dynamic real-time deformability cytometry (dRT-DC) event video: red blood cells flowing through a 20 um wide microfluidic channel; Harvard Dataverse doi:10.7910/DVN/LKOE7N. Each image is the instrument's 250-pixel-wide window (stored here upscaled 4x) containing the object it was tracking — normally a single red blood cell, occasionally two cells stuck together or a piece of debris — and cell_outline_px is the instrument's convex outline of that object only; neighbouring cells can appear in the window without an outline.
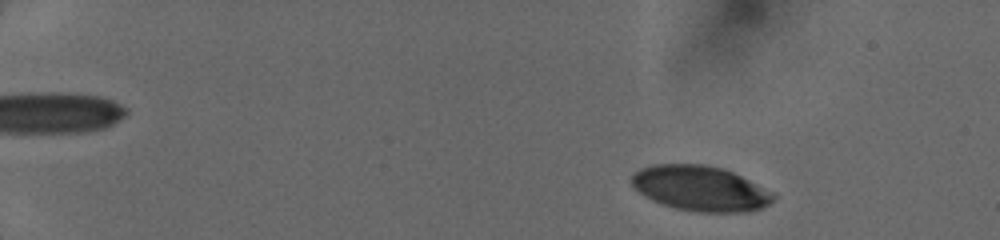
{"species": "human", "species_latin": "Homo sapiens", "temperature_condition": "cold", "stored_images_in_passage": 49, "camera_frame_rate_fps": 3000, "um_per_image_px": 0.085, "donor": {"sex": "female"}, "frame": {"image": 1, "passage_image": 6, "time_ms": 1.333, "image_size_px": [1000, 240], "cell_outline_px": [[776, 196], [768, 204], [760, 208], [748, 212], [700, 212], [676, 208], [660, 204], [644, 196], [632, 184], [632, 172], [640, 168], [652, 164], [704, 164], [724, 168], [776, 192]], "centroid_in_image_um": [59.55, 16.0], "position_along_channel_um": 25.5, "area_um2": 37.57}}
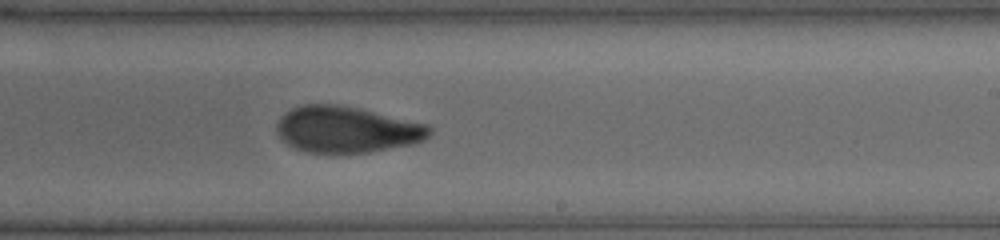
{"frame": {"image": 2, "passage_image": 32, "time_ms": 10.0, "image_size_px": [1000, 240], "cell_outline_px": [[432, 132], [424, 140], [412, 144], [368, 152], [336, 156], [308, 152], [296, 148], [288, 144], [276, 132], [276, 124], [280, 116], [284, 112], [300, 104], [340, 104], [360, 108], [428, 124], [432, 128]], "centroid_in_image_um": [29.45, 11.02], "position_along_channel_um": 259.5, "area_um2": 42.14}}
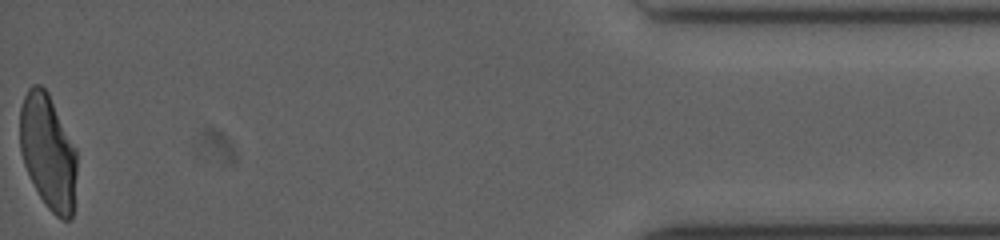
{"frame": {"image": 3, "passage_image": 49, "time_ms": 15.667, "image_size_px": [1000, 240], "cell_outline_px": [[76, 172], [72, 220], [60, 220], [44, 204], [24, 164], [20, 152], [20, 108], [24, 96], [28, 88], [32, 84], [40, 84], [48, 92], [76, 148]], "centroid_in_image_um": [4.08, 12.9], "position_along_channel_um": 431.1, "area_um2": 38.09}}